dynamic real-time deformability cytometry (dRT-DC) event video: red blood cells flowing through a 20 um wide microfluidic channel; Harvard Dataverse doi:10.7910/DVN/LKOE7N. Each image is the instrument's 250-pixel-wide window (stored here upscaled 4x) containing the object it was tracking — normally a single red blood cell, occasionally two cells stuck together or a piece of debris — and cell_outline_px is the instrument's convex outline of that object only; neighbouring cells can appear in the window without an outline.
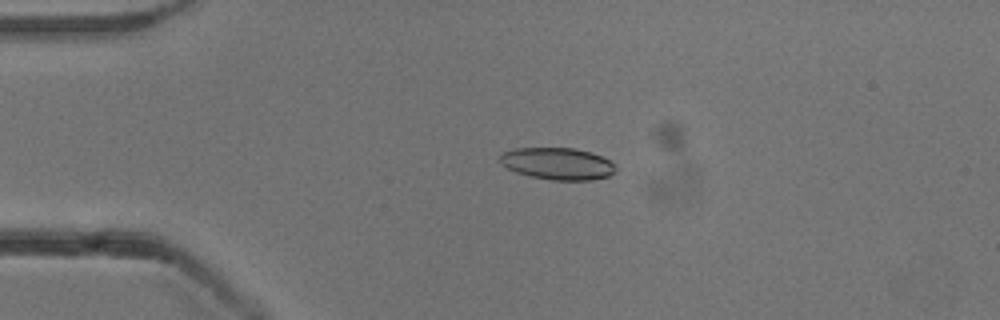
{"species": "common noctule bat (a hibernating species)", "species_latin": "Nyctalus noctula", "temperature_condition": "cold", "stored_images_in_passage": 58, "camera_frame_rate_fps": 3000, "um_per_image_px": 0.085, "animal": {"sex": "male", "body_mass_g": 13.3}, "frame": {"image": 1, "passage_image": 17, "time_ms": 5.333, "image_size_px": [1000, 320], "cell_outline_px": [[616, 168], [608, 176], [592, 180], [552, 180], [528, 176], [516, 172], [500, 164], [500, 156], [504, 152], [516, 148], [576, 148], [592, 152], [608, 160]], "centroid_in_image_um": [47.36, 13.91], "position_along_channel_um": 37.6, "area_um2": 21.44}}
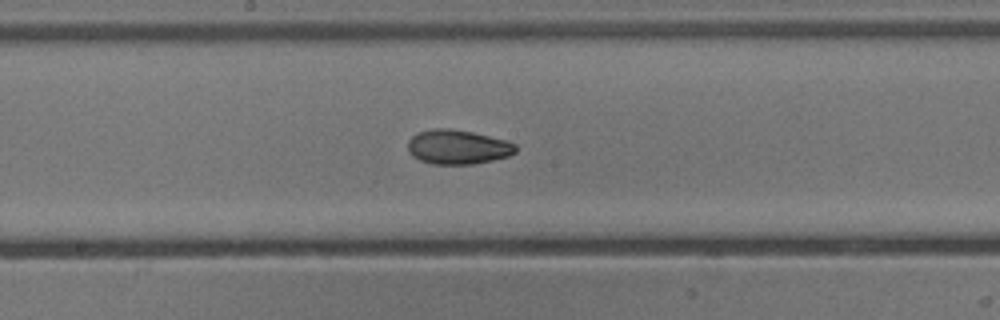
{"frame": {"image": 2, "passage_image": 33, "time_ms": 10.667, "image_size_px": [1000, 320], "cell_outline_px": [[516, 152], [508, 156], [492, 160], [472, 164], [432, 164], [420, 160], [412, 156], [408, 152], [408, 140], [412, 136], [420, 132], [432, 128], [448, 128], [472, 132], [504, 140], [516, 144]], "centroid_in_image_um": [38.88, 12.5], "position_along_channel_um": 209.3, "area_um2": 21.5}}
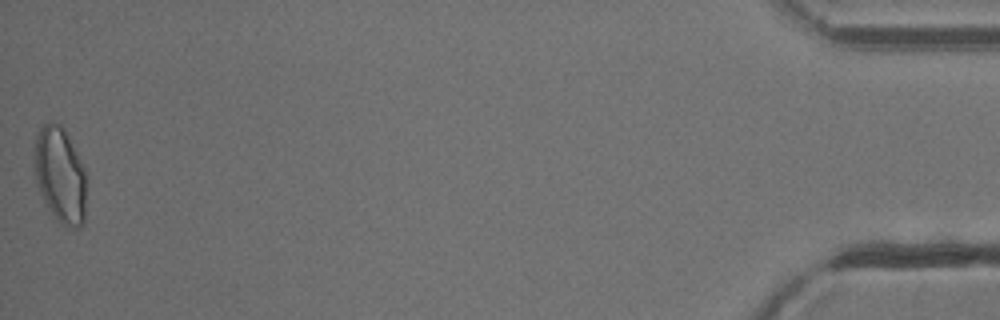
{"frame": {"image": 3, "passage_image": 58, "time_ms": 19.0, "image_size_px": [1000, 320], "cell_outline_px": [[84, 224], [80, 228], [72, 228], [60, 224], [44, 204], [36, 184], [32, 140], [40, 128], [44, 124], [60, 124], [64, 128], [84, 168]], "centroid_in_image_um": [5.05, 14.89], "position_along_channel_um": 430.1, "area_um2": 29.19}, "authors_computed_cell_mechanics": {"area_um2": 21.5305, "velocity_mm_per_s": 3.8652, "shape_relaxation_time_tau1_ms": null, "shape_relaxation_time_tau2_ms": 2.3883, "deformation_change_tau1": null, "deformation_change_tau2": 0.0719}}